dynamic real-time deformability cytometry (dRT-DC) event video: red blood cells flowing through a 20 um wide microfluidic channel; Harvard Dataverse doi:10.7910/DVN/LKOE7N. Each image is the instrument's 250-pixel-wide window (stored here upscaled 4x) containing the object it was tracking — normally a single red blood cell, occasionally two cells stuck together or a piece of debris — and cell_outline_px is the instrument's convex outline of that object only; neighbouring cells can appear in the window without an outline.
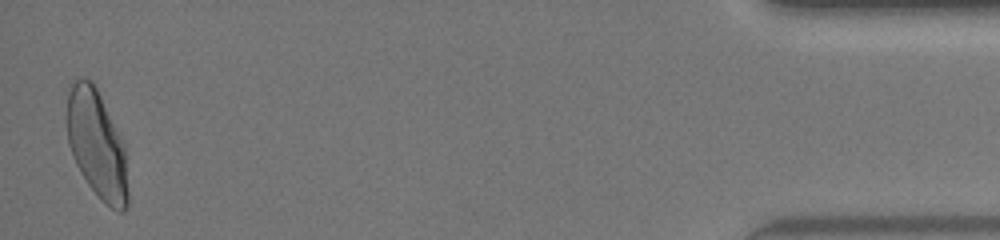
{"species": "human", "species_latin": "Homo sapiens", "temperature_condition": "warm", "stored_images_in_passage": 35, "camera_frame_rate_fps": 3000, "um_per_image_px": 0.085, "donor": {"sex": "female"}, "frame": {"image": 1, "passage_image": 35, "time_ms": 11.333, "image_size_px": [1000, 240], "cell_outline_px": [[128, 204], [124, 212], [116, 212], [104, 204], [100, 200], [88, 184], [80, 172], [76, 164], [68, 144], [64, 120], [68, 92], [76, 76], [84, 76], [92, 80], [124, 144], [128, 192]], "centroid_in_image_um": [8.19, 12.27], "position_along_channel_um": 427.0, "area_um2": 39.07}, "authors_computed_cell_mechanics": {"area_um2": 37.0498, "velocity_mm_per_s": 4.1791, "shape_relaxation_time_tau1_ms": 4.0525, "shape_relaxation_time_tau2_ms": 0.7182, "deformation_change_tau1": 0.1833, "deformation_change_tau2": 0.0646}}